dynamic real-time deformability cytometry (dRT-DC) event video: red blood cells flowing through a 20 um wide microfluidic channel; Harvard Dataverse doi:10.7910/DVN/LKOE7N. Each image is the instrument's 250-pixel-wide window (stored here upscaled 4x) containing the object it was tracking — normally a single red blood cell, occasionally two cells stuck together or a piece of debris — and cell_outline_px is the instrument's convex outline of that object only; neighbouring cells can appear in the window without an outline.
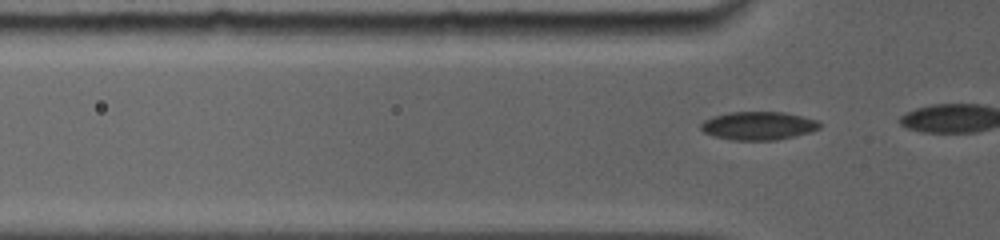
{"species": "common noctule bat (a hibernating species)", "species_latin": "Nyctalus noctula", "temperature_condition": "room temperature", "stored_images_in_passage": 8, "camera_frame_rate_fps": 5000, "um_per_image_px": 0.085, "animal": {"sex": "female", "body_mass_g": 19.0, "forearm_length_mm": 56.7}, "frame": {"image": 1, "passage_image": 3, "time_ms": 0.4, "image_size_px": [1000, 240], "cell_outline_px": [[820, 128], [812, 132], [776, 140], [732, 140], [712, 136], [704, 132], [700, 128], [700, 124], [704, 120], [712, 116], [728, 112], [784, 112], [820, 120]], "centroid_in_image_um": [64.46, 10.68], "position_along_channel_um": 61.3, "area_um2": 19.83}}